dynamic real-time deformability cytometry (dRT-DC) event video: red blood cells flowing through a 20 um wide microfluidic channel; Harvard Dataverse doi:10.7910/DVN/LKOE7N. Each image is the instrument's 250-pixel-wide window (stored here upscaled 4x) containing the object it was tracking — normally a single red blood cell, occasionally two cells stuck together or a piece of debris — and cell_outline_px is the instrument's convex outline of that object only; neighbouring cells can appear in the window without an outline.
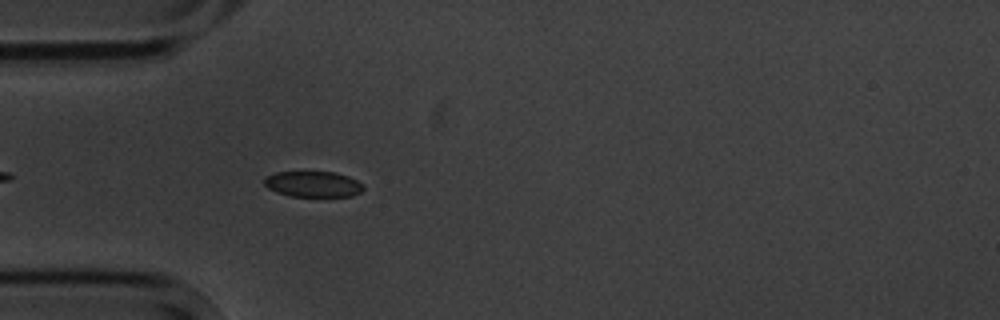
{"species": "common noctule bat (a hibernating species)", "species_latin": "Nyctalus noctula", "temperature_condition": "cold", "stored_images_in_passage": 3, "camera_frame_rate_fps": 3000, "um_per_image_px": 0.085, "animal": {"sex": "male", "body_mass_g": 20.1, "forearm_length_mm": 53.5}, "frame": {"image": 1, "passage_image": 3, "time_ms": 2.333, "image_size_px": [1000, 320], "cell_outline_px": [[364, 188], [360, 192], [352, 196], [292, 196], [276, 192], [268, 188], [264, 184], [264, 180], [268, 176], [276, 172], [336, 172], [348, 176], [364, 184]], "centroid_in_image_um": [26.64, 15.65], "position_along_channel_um": 58.4, "area_um2": 14.8}}